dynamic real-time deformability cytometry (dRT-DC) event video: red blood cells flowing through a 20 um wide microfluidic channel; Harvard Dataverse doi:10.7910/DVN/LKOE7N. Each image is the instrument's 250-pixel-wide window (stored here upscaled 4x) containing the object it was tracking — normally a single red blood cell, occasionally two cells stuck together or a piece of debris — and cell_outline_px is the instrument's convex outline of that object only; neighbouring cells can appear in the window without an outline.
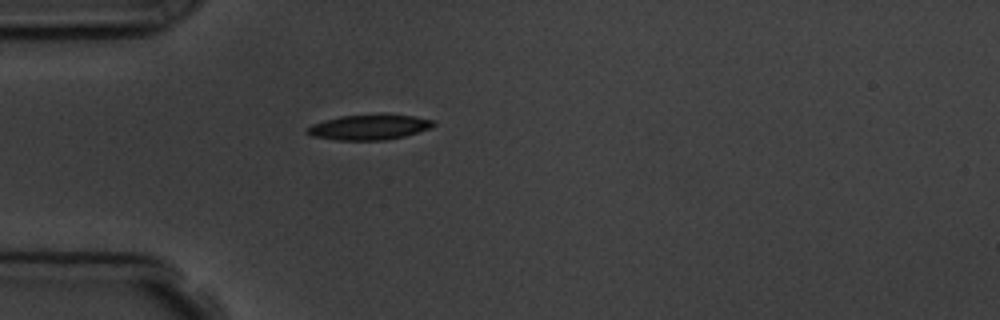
{"species": "common noctule bat (a hibernating species)", "species_latin": "Nyctalus noctula", "temperature_condition": "room temperature", "stored_images_in_passage": 1, "camera_frame_rate_fps": 3000, "um_per_image_px": 0.085, "animal": {"sex": "male", "body_mass_g": 19.5, "forearm_length_mm": 54.6}, "frame": {"image": 1, "passage_image": 1, "time_ms": 0.0, "image_size_px": [1000, 320], "cell_outline_px": [[436, 124], [428, 128], [404, 136], [384, 140], [336, 140], [312, 136], [304, 132], [312, 124], [324, 120], [340, 116], [384, 112], [412, 116], [436, 120]], "centroid_in_image_um": [31.37, 10.77], "position_along_channel_um": 53.6, "area_um2": 18.96}}